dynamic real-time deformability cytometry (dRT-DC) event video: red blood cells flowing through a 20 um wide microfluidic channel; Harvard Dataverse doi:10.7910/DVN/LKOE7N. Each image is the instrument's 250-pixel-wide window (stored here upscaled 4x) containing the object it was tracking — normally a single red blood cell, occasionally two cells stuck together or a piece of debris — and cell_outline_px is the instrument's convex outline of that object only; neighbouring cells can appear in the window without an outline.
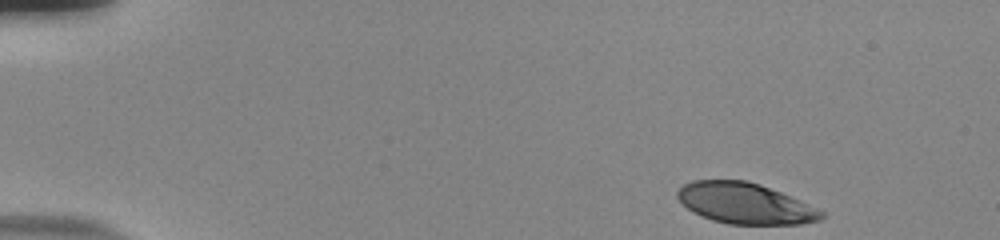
{"species": "human", "species_latin": "Homo sapiens", "temperature_condition": "room temperature", "stored_images_in_passage": 48, "camera_frame_rate_fps": 3000, "um_per_image_px": 0.085, "donor": {"sex": "male"}, "frame": {"image": 1, "passage_image": 1, "time_ms": 0.0, "image_size_px": [1000, 240], "cell_outline_px": [[824, 216], [820, 220], [800, 224], [728, 224], [712, 220], [692, 212], [676, 196], [676, 192], [684, 184], [692, 180], [748, 180], [760, 184], [780, 192], [816, 208], [824, 212]], "centroid_in_image_um": [63.3, 17.28], "position_along_channel_um": 21.7, "area_um2": 34.04}}
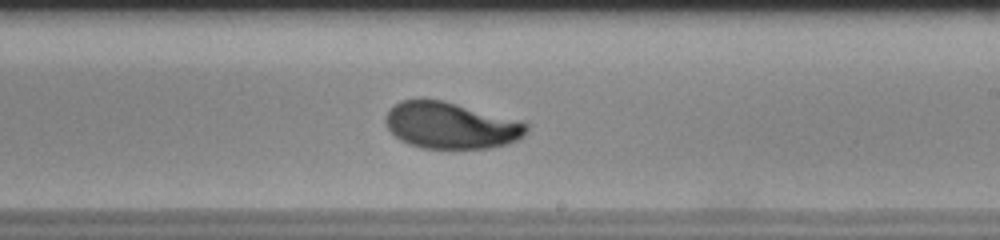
{"frame": {"image": 2, "passage_image": 28, "time_ms": 9.0, "image_size_px": [1000, 240], "cell_outline_px": [[528, 132], [524, 136], [516, 140], [504, 144], [488, 148], [420, 148], [408, 144], [400, 140], [388, 128], [384, 120], [384, 116], [400, 100], [420, 96], [444, 100], [524, 120], [528, 124]], "centroid_in_image_um": [38.33, 10.62], "position_along_channel_um": 250.7, "area_um2": 39.07}}
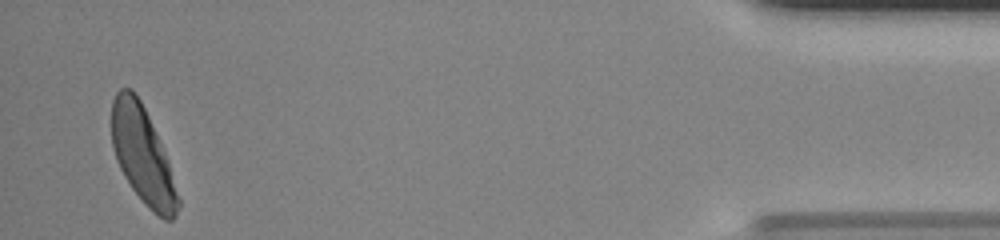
{"frame": {"image": 3, "passage_image": 47, "time_ms": 15.333, "image_size_px": [1000, 240], "cell_outline_px": [[180, 204], [172, 220], [164, 220], [132, 188], [124, 176], [116, 160], [112, 144], [112, 100], [116, 92], [120, 88], [132, 88], [140, 100], [148, 116], [168, 160], [180, 200]], "centroid_in_image_um": [12.11, 13.15], "position_along_channel_um": 423.1, "area_um2": 36.53}, "authors_computed_cell_mechanics": {"area_um2": 37.4544, "velocity_mm_per_s": 3.8334, "shape_relaxation_time_tau1_ms": 3.0258, "shape_relaxation_time_tau2_ms": 0.9792, "deformation_change_tau1": 0.1673, "deformation_change_tau2": 0.0507}}